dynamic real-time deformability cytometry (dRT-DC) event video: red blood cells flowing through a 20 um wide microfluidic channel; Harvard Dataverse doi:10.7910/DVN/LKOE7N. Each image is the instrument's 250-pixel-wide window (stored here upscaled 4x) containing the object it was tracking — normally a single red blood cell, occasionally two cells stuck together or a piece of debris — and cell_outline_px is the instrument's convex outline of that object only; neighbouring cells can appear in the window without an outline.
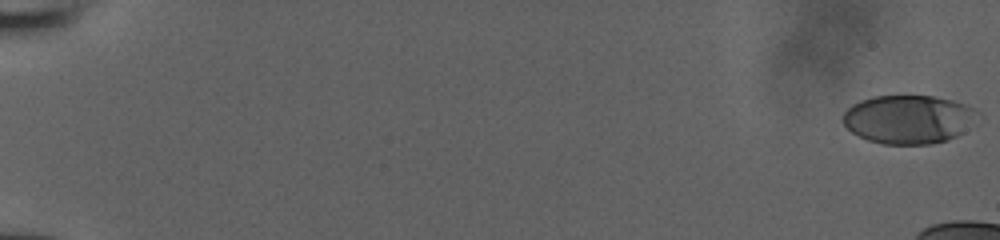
{"species": "human", "species_latin": "Homo sapiens", "temperature_condition": "room temperature", "stored_images_in_passage": 16, "camera_frame_rate_fps": 3000, "um_per_image_px": 0.085, "donor": {"sex": "male"}, "frame": {"image": 1, "passage_image": 1, "time_ms": 0.0, "image_size_px": [1000, 240], "cell_outline_px": [[972, 108], [964, 132], [948, 140], [932, 144], [880, 144], [868, 140], [852, 132], [844, 124], [844, 112], [852, 104], [860, 100], [872, 96], [936, 96], [952, 100], [964, 104]], "centroid_in_image_um": [77.11, 10.14], "position_along_channel_um": 7.9, "area_um2": 37.28}}